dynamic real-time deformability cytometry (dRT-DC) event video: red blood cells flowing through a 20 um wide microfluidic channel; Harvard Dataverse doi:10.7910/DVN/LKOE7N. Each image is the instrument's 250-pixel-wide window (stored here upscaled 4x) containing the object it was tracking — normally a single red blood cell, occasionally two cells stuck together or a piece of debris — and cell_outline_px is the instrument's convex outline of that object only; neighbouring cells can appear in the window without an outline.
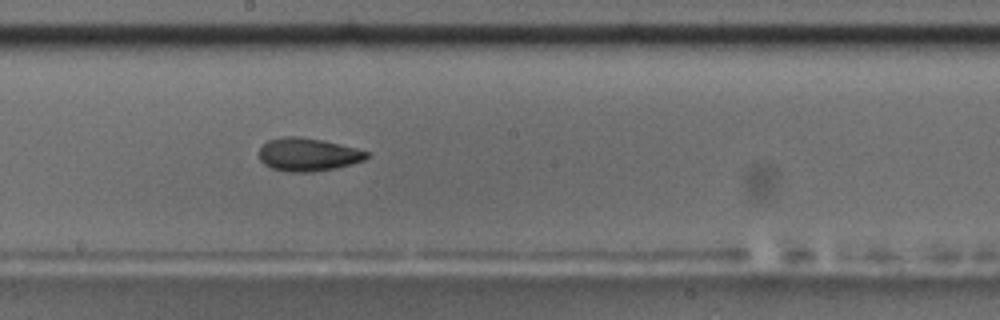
{"species": "common noctule bat (a hibernating species)", "species_latin": "Nyctalus noctula", "temperature_condition": "room temperature", "stored_images_in_passage": 43, "camera_frame_rate_fps": 3000, "um_per_image_px": 0.085, "animal": {"sex": "male", "body_mass_g": 17.5, "forearm_length_mm": 52.3}, "frame": {"image": 1, "passage_image": 25, "time_ms": 8.0, "image_size_px": [1000, 320], "cell_outline_px": [[368, 156], [364, 160], [352, 164], [336, 168], [312, 172], [288, 172], [272, 168], [264, 164], [260, 160], [260, 148], [268, 140], [284, 136], [296, 136], [320, 140], [356, 148], [368, 152]], "centroid_in_image_um": [26.16, 13.14], "position_along_channel_um": 222.0, "area_um2": 20.58}, "authors_computed_cell_mechanics": {"area_um2": 20.519, "velocity_mm_per_s": 3.6869, "shape_relaxation_time_tau1_ms": 11.26, "shape_relaxation_time_tau2_ms": 3.6889, "deformation_change_tau1": 0.2125, "deformation_change_tau2": 0.0993}}